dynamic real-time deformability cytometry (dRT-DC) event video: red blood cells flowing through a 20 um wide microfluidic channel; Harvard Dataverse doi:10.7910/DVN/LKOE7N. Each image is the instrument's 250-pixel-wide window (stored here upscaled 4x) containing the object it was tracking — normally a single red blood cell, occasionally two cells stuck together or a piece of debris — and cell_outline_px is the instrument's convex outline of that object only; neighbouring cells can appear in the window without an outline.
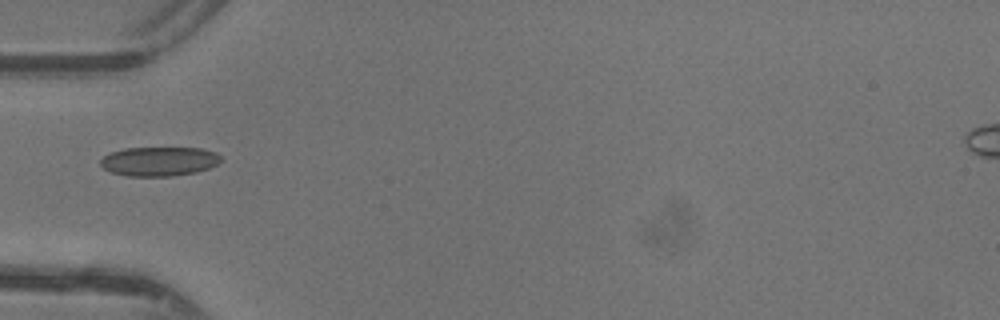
{"species": "common noctule bat (a hibernating species)", "species_latin": "Nyctalus noctula", "temperature_condition": "warm", "stored_images_in_passage": 12, "camera_frame_rate_fps": 3000, "um_per_image_px": 0.085, "animal": {"sex": "female"}, "frame": {"image": 1, "passage_image": 1, "time_ms": 0.0, "image_size_px": [1000, 320], "cell_outline_px": [[224, 160], [208, 168], [196, 172], [172, 176], [124, 176], [112, 172], [104, 168], [100, 164], [100, 160], [104, 156], [112, 152], [124, 148], [200, 148], [216, 152]], "centroid_in_image_um": [13.54, 13.71], "position_along_channel_um": 71.5, "area_um2": 20.52}}
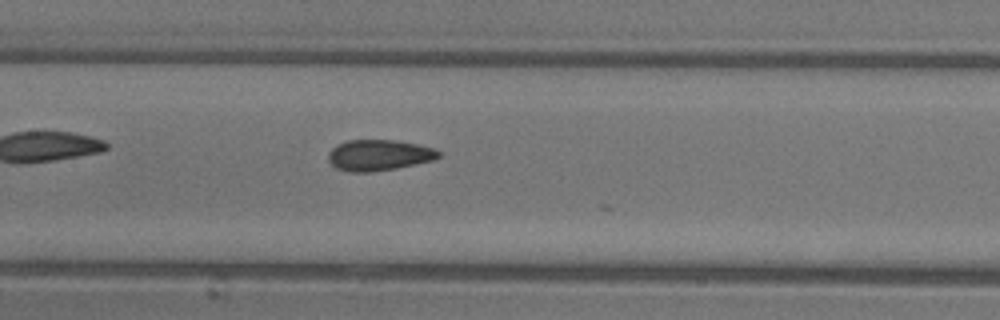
{"frame": {"image": 2, "passage_image": 8, "time_ms": 2.333, "image_size_px": [1000, 320], "cell_outline_px": [[440, 156], [432, 160], [416, 164], [396, 168], [368, 172], [348, 172], [336, 168], [328, 160], [328, 152], [336, 144], [348, 140], [396, 140], [436, 148], [440, 152]], "centroid_in_image_um": [32.19, 13.18], "position_along_channel_um": 175.2, "area_um2": 19.94}}
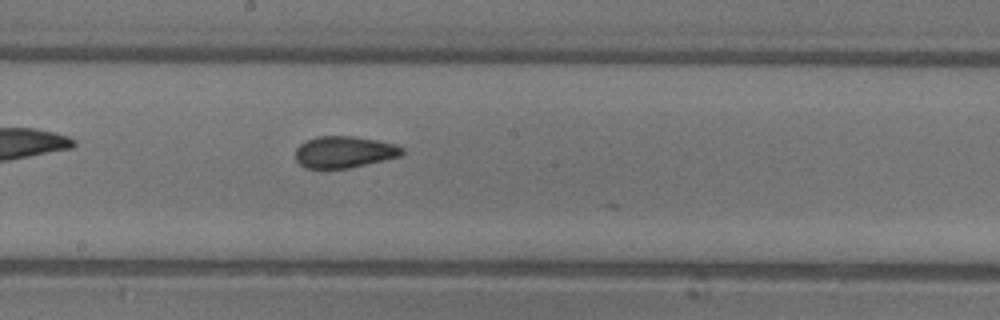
{"frame": {"image": 3, "passage_image": 11, "time_ms": 3.333, "image_size_px": [1000, 320], "cell_outline_px": [[404, 152], [400, 156], [348, 168], [304, 168], [296, 160], [296, 148], [304, 140], [316, 136], [352, 136], [376, 140], [396, 144], [404, 148]], "centroid_in_image_um": [29.23, 12.91], "position_along_channel_um": 219.0, "area_um2": 19.65}}